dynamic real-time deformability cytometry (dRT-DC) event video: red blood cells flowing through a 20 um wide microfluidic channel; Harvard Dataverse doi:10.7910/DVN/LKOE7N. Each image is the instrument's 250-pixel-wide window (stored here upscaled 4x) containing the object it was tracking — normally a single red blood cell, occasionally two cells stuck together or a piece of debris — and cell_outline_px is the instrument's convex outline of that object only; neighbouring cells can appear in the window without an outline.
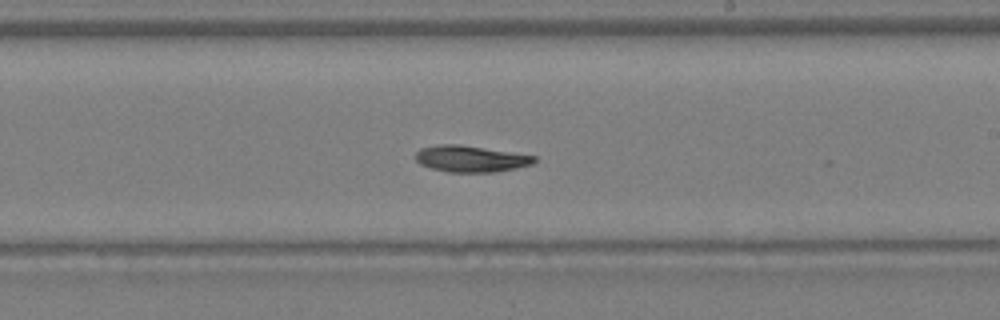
{"species": "Egyptian fruit bat (a non-hibernating species)", "species_latin": "Rousettus aegyptiacus", "temperature_condition": "warm", "stored_images_in_passage": 36, "camera_frame_rate_fps": 3000, "um_per_image_px": 0.085, "animal": {"sex": "female"}, "frame": {"image": 1, "passage_image": 21, "time_ms": 6.667, "image_size_px": [1000, 320], "cell_outline_px": [[536, 160], [532, 164], [516, 168], [496, 172], [448, 172], [432, 168], [420, 164], [416, 160], [416, 152], [420, 148], [440, 144], [456, 144], [536, 156]], "centroid_in_image_um": [39.99, 13.5], "position_along_channel_um": 249.0, "area_um2": 18.03}}